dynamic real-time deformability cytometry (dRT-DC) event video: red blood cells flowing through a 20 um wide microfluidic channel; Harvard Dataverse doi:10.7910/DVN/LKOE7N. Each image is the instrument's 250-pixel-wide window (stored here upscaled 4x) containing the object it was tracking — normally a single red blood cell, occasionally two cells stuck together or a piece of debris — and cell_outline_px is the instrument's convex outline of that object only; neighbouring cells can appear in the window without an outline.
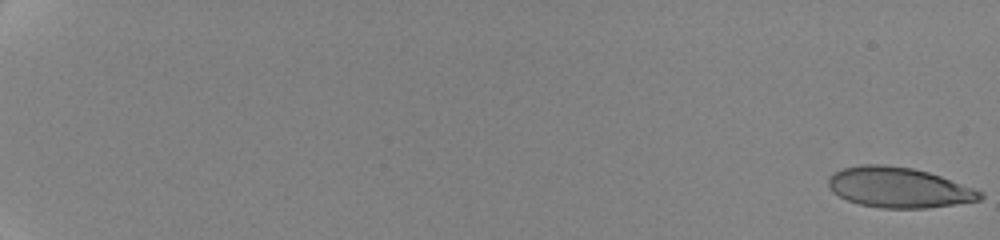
{"species": "human", "species_latin": "Homo sapiens", "temperature_condition": "cold", "stored_images_in_passage": 24, "camera_frame_rate_fps": 3000, "um_per_image_px": 0.085, "donor": {"sex": "female"}, "frame": {"image": 1, "passage_image": 1, "time_ms": 0.0, "image_size_px": [1000, 240], "cell_outline_px": [[984, 196], [980, 200], [928, 208], [880, 208], [860, 204], [848, 200], [832, 192], [828, 184], [828, 176], [832, 172], [844, 168], [860, 164], [884, 164], [912, 168], [928, 172], [940, 176], [984, 192]], "centroid_in_image_um": [76.37, 15.93], "position_along_channel_um": 8.6, "area_um2": 35.66}}
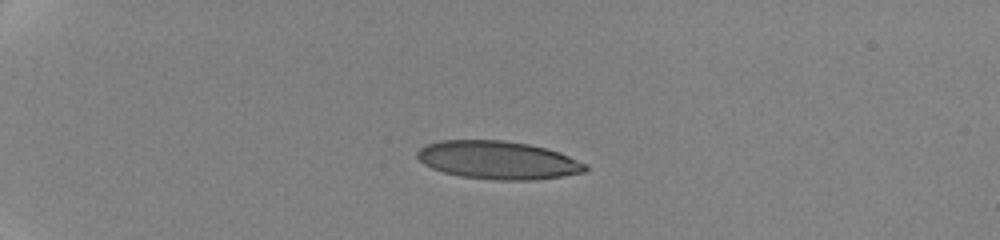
{"frame": {"image": 2, "passage_image": 17, "time_ms": 5.667, "image_size_px": [1000, 240], "cell_outline_px": [[588, 168], [584, 172], [560, 176], [532, 180], [496, 180], [460, 176], [444, 172], [432, 168], [424, 164], [416, 156], [416, 152], [424, 144], [440, 140], [504, 140], [528, 144], [544, 148], [568, 156], [588, 164]], "centroid_in_image_um": [42.29, 13.6], "position_along_channel_um": 42.7, "area_um2": 37.22}}
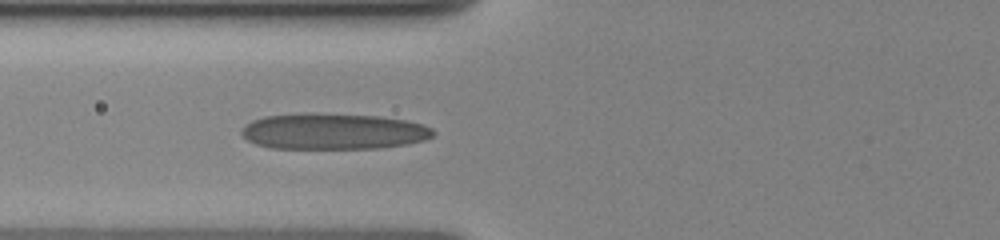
{"frame": {"image": 3, "passage_image": 24, "time_ms": 9.0, "image_size_px": [1000, 240], "cell_outline_px": [[436, 132], [432, 136], [424, 140], [408, 144], [380, 148], [272, 148], [256, 144], [248, 140], [240, 132], [244, 124], [252, 120], [264, 116], [308, 112], [380, 116], [408, 120], [424, 124], [432, 128]], "centroid_in_image_um": [28.35, 11.15], "position_along_channel_um": 97.5, "area_um2": 40.69}}